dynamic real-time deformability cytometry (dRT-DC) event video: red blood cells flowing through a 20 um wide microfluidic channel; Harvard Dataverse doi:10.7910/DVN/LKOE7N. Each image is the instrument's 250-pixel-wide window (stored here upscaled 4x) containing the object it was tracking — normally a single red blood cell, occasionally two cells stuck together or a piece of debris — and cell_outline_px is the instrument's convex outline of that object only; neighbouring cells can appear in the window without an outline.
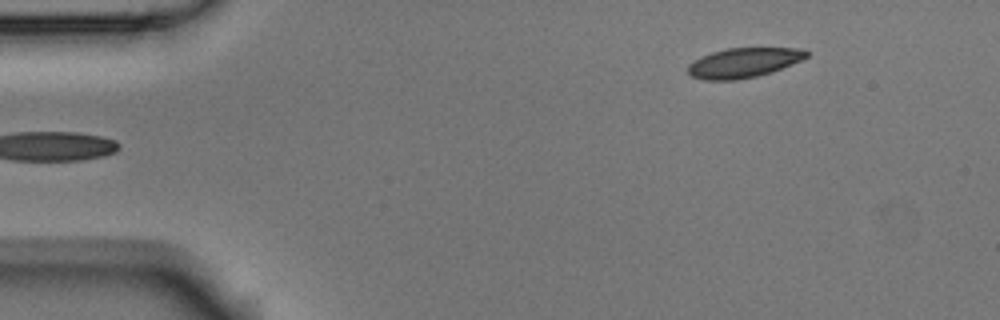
{"species": "Egyptian fruit bat (a non-hibernating species)", "species_latin": "Rousettus aegyptiacus", "temperature_condition": "room temperature", "stored_images_in_passage": 5, "camera_frame_rate_fps": 3000, "um_per_image_px": 0.085, "animal": {"sex": "male"}, "frame": {"image": 1, "passage_image": 5, "time_ms": 1.333, "image_size_px": [1000, 320], "cell_outline_px": [[808, 56], [800, 60], [772, 72], [756, 76], [736, 80], [704, 80], [692, 76], [688, 72], [688, 64], [700, 56], [712, 52], [728, 48], [800, 48], [808, 52]], "centroid_in_image_um": [63.17, 5.33], "position_along_channel_um": 21.8, "area_um2": 20.4}}